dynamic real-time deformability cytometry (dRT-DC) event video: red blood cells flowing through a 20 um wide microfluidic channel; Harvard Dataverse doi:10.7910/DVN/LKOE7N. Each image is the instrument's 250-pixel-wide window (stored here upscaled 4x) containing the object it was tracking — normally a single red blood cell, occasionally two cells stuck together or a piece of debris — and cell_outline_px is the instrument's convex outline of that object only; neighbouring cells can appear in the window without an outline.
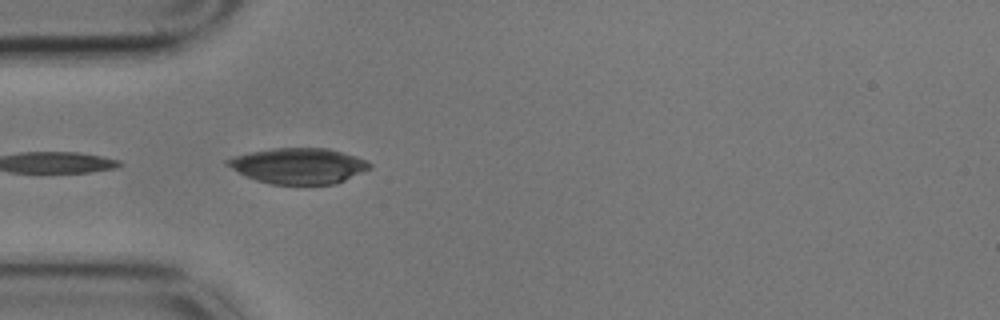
{"species": "common noctule bat (a hibernating species)", "species_latin": "Nyctalus noctula", "temperature_condition": "cold", "stored_images_in_passage": 6, "camera_frame_rate_fps": 3000, "um_per_image_px": 0.085, "animal": {"sex": "male", "body_mass_g": 17.9}, "frame": {"image": 1, "passage_image": 4, "time_ms": 1.0, "image_size_px": [1000, 320], "cell_outline_px": [[372, 168], [336, 184], [272, 184], [256, 180], [224, 164], [224, 160], [232, 156], [272, 148], [328, 148], [356, 156], [368, 160], [372, 164]], "centroid_in_image_um": [25.41, 14.09], "position_along_channel_um": 59.6, "area_um2": 29.59}}